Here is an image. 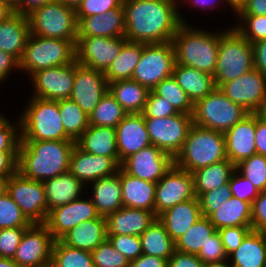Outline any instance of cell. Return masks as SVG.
<instances>
[{"instance_id":"6da1fadb","label":"cell","mask_w":266,"mask_h":267,"mask_svg":"<svg viewBox=\"0 0 266 267\" xmlns=\"http://www.w3.org/2000/svg\"><path fill=\"white\" fill-rule=\"evenodd\" d=\"M176 0H123L129 42L165 43L173 40L185 20L177 11Z\"/></svg>"},{"instance_id":"7a4b0ae2","label":"cell","mask_w":266,"mask_h":267,"mask_svg":"<svg viewBox=\"0 0 266 267\" xmlns=\"http://www.w3.org/2000/svg\"><path fill=\"white\" fill-rule=\"evenodd\" d=\"M74 146L73 140L21 141L17 171L36 181L66 173Z\"/></svg>"},{"instance_id":"3957f363","label":"cell","mask_w":266,"mask_h":267,"mask_svg":"<svg viewBox=\"0 0 266 267\" xmlns=\"http://www.w3.org/2000/svg\"><path fill=\"white\" fill-rule=\"evenodd\" d=\"M216 33L200 31L187 24H181L172 40L176 64L214 75L221 37V33Z\"/></svg>"},{"instance_id":"277c9868","label":"cell","mask_w":266,"mask_h":267,"mask_svg":"<svg viewBox=\"0 0 266 267\" xmlns=\"http://www.w3.org/2000/svg\"><path fill=\"white\" fill-rule=\"evenodd\" d=\"M226 159L224 134L193 124L174 165L192 173Z\"/></svg>"},{"instance_id":"5b68a950","label":"cell","mask_w":266,"mask_h":267,"mask_svg":"<svg viewBox=\"0 0 266 267\" xmlns=\"http://www.w3.org/2000/svg\"><path fill=\"white\" fill-rule=\"evenodd\" d=\"M18 122L21 141L72 140L65 133L58 101L33 97Z\"/></svg>"},{"instance_id":"8992f818","label":"cell","mask_w":266,"mask_h":267,"mask_svg":"<svg viewBox=\"0 0 266 267\" xmlns=\"http://www.w3.org/2000/svg\"><path fill=\"white\" fill-rule=\"evenodd\" d=\"M254 68L252 44L234 27L222 31L219 39L217 66L213 75L215 85L237 79Z\"/></svg>"},{"instance_id":"52a82bcc","label":"cell","mask_w":266,"mask_h":267,"mask_svg":"<svg viewBox=\"0 0 266 267\" xmlns=\"http://www.w3.org/2000/svg\"><path fill=\"white\" fill-rule=\"evenodd\" d=\"M75 60L76 49L72 41L30 34L19 69L32 76L42 69L69 65Z\"/></svg>"},{"instance_id":"ba28073f","label":"cell","mask_w":266,"mask_h":267,"mask_svg":"<svg viewBox=\"0 0 266 267\" xmlns=\"http://www.w3.org/2000/svg\"><path fill=\"white\" fill-rule=\"evenodd\" d=\"M30 33L45 38H58L77 43L78 20L75 9L50 1L27 14Z\"/></svg>"},{"instance_id":"9c48e42d","label":"cell","mask_w":266,"mask_h":267,"mask_svg":"<svg viewBox=\"0 0 266 267\" xmlns=\"http://www.w3.org/2000/svg\"><path fill=\"white\" fill-rule=\"evenodd\" d=\"M249 112L232 102L219 89L215 88L194 104L193 124L224 133L241 121Z\"/></svg>"},{"instance_id":"30bf717a","label":"cell","mask_w":266,"mask_h":267,"mask_svg":"<svg viewBox=\"0 0 266 267\" xmlns=\"http://www.w3.org/2000/svg\"><path fill=\"white\" fill-rule=\"evenodd\" d=\"M175 63L172 41L143 43V51L132 74V80L151 91L162 80L172 76Z\"/></svg>"},{"instance_id":"8fae6325","label":"cell","mask_w":266,"mask_h":267,"mask_svg":"<svg viewBox=\"0 0 266 267\" xmlns=\"http://www.w3.org/2000/svg\"><path fill=\"white\" fill-rule=\"evenodd\" d=\"M6 192L32 224H45L48 207L42 181L26 178L16 171L7 180Z\"/></svg>"},{"instance_id":"7c38bea8","label":"cell","mask_w":266,"mask_h":267,"mask_svg":"<svg viewBox=\"0 0 266 267\" xmlns=\"http://www.w3.org/2000/svg\"><path fill=\"white\" fill-rule=\"evenodd\" d=\"M144 121L151 144L174 159L193 125V116L179 112L164 118H144Z\"/></svg>"},{"instance_id":"4fadbf2b","label":"cell","mask_w":266,"mask_h":267,"mask_svg":"<svg viewBox=\"0 0 266 267\" xmlns=\"http://www.w3.org/2000/svg\"><path fill=\"white\" fill-rule=\"evenodd\" d=\"M55 239L45 224L28 227L12 258L21 267H50Z\"/></svg>"},{"instance_id":"5bb4252c","label":"cell","mask_w":266,"mask_h":267,"mask_svg":"<svg viewBox=\"0 0 266 267\" xmlns=\"http://www.w3.org/2000/svg\"><path fill=\"white\" fill-rule=\"evenodd\" d=\"M196 198L192 173L173 166L156 183L154 213L158 217L178 203Z\"/></svg>"},{"instance_id":"9a60e30c","label":"cell","mask_w":266,"mask_h":267,"mask_svg":"<svg viewBox=\"0 0 266 267\" xmlns=\"http://www.w3.org/2000/svg\"><path fill=\"white\" fill-rule=\"evenodd\" d=\"M127 41L125 37H77L76 61L84 66L105 72Z\"/></svg>"},{"instance_id":"2e32d148","label":"cell","mask_w":266,"mask_h":267,"mask_svg":"<svg viewBox=\"0 0 266 267\" xmlns=\"http://www.w3.org/2000/svg\"><path fill=\"white\" fill-rule=\"evenodd\" d=\"M173 164L169 154L151 144L124 159L120 168L133 177L157 183Z\"/></svg>"},{"instance_id":"e0dca14e","label":"cell","mask_w":266,"mask_h":267,"mask_svg":"<svg viewBox=\"0 0 266 267\" xmlns=\"http://www.w3.org/2000/svg\"><path fill=\"white\" fill-rule=\"evenodd\" d=\"M108 92L104 72L79 64L75 60V77L70 99L89 116Z\"/></svg>"},{"instance_id":"ac0fdd59","label":"cell","mask_w":266,"mask_h":267,"mask_svg":"<svg viewBox=\"0 0 266 267\" xmlns=\"http://www.w3.org/2000/svg\"><path fill=\"white\" fill-rule=\"evenodd\" d=\"M75 77V61L69 65H62L35 72L31 76L34 96L45 100L58 101L69 99Z\"/></svg>"},{"instance_id":"d6986e66","label":"cell","mask_w":266,"mask_h":267,"mask_svg":"<svg viewBox=\"0 0 266 267\" xmlns=\"http://www.w3.org/2000/svg\"><path fill=\"white\" fill-rule=\"evenodd\" d=\"M219 89L232 102L255 113L266 93V76L253 68L237 79L223 83Z\"/></svg>"},{"instance_id":"ffe728a7","label":"cell","mask_w":266,"mask_h":267,"mask_svg":"<svg viewBox=\"0 0 266 267\" xmlns=\"http://www.w3.org/2000/svg\"><path fill=\"white\" fill-rule=\"evenodd\" d=\"M98 214L92 200L76 199L71 203L51 210L45 225L55 240L84 221L96 219Z\"/></svg>"},{"instance_id":"44dd1931","label":"cell","mask_w":266,"mask_h":267,"mask_svg":"<svg viewBox=\"0 0 266 267\" xmlns=\"http://www.w3.org/2000/svg\"><path fill=\"white\" fill-rule=\"evenodd\" d=\"M256 114L249 113L229 130L225 131L226 157L235 166L257 154L255 147Z\"/></svg>"},{"instance_id":"7402d4cb","label":"cell","mask_w":266,"mask_h":267,"mask_svg":"<svg viewBox=\"0 0 266 267\" xmlns=\"http://www.w3.org/2000/svg\"><path fill=\"white\" fill-rule=\"evenodd\" d=\"M116 144L119 166L131 154L151 145L142 113L127 114L116 126Z\"/></svg>"},{"instance_id":"603a6c76","label":"cell","mask_w":266,"mask_h":267,"mask_svg":"<svg viewBox=\"0 0 266 267\" xmlns=\"http://www.w3.org/2000/svg\"><path fill=\"white\" fill-rule=\"evenodd\" d=\"M119 168L112 158L87 153L75 144L68 171L85 185L87 182L111 176L117 173Z\"/></svg>"},{"instance_id":"cb8c5ba5","label":"cell","mask_w":266,"mask_h":267,"mask_svg":"<svg viewBox=\"0 0 266 267\" xmlns=\"http://www.w3.org/2000/svg\"><path fill=\"white\" fill-rule=\"evenodd\" d=\"M77 37H124L126 33L123 5L102 14L77 17Z\"/></svg>"},{"instance_id":"d4e9b609","label":"cell","mask_w":266,"mask_h":267,"mask_svg":"<svg viewBox=\"0 0 266 267\" xmlns=\"http://www.w3.org/2000/svg\"><path fill=\"white\" fill-rule=\"evenodd\" d=\"M156 218L153 211L123 206L106 217L107 235L140 236Z\"/></svg>"},{"instance_id":"484cf974","label":"cell","mask_w":266,"mask_h":267,"mask_svg":"<svg viewBox=\"0 0 266 267\" xmlns=\"http://www.w3.org/2000/svg\"><path fill=\"white\" fill-rule=\"evenodd\" d=\"M63 244L85 251L92 252L107 240L106 217L84 221L75 226L60 239Z\"/></svg>"},{"instance_id":"4316f807","label":"cell","mask_w":266,"mask_h":267,"mask_svg":"<svg viewBox=\"0 0 266 267\" xmlns=\"http://www.w3.org/2000/svg\"><path fill=\"white\" fill-rule=\"evenodd\" d=\"M30 34L27 15L15 12L7 20L0 21V50L20 61Z\"/></svg>"},{"instance_id":"83f0119b","label":"cell","mask_w":266,"mask_h":267,"mask_svg":"<svg viewBox=\"0 0 266 267\" xmlns=\"http://www.w3.org/2000/svg\"><path fill=\"white\" fill-rule=\"evenodd\" d=\"M202 217L198 198L178 203L158 216L175 242Z\"/></svg>"},{"instance_id":"f1b7e54d","label":"cell","mask_w":266,"mask_h":267,"mask_svg":"<svg viewBox=\"0 0 266 267\" xmlns=\"http://www.w3.org/2000/svg\"><path fill=\"white\" fill-rule=\"evenodd\" d=\"M75 144L87 153L110 157L119 165L116 128L89 125Z\"/></svg>"},{"instance_id":"f546056e","label":"cell","mask_w":266,"mask_h":267,"mask_svg":"<svg viewBox=\"0 0 266 267\" xmlns=\"http://www.w3.org/2000/svg\"><path fill=\"white\" fill-rule=\"evenodd\" d=\"M120 182L124 207L154 212L156 183L133 177L121 168Z\"/></svg>"},{"instance_id":"4dcf8cb0","label":"cell","mask_w":266,"mask_h":267,"mask_svg":"<svg viewBox=\"0 0 266 267\" xmlns=\"http://www.w3.org/2000/svg\"><path fill=\"white\" fill-rule=\"evenodd\" d=\"M48 214L51 210L79 198L84 184L69 171L42 181Z\"/></svg>"},{"instance_id":"1f68e13d","label":"cell","mask_w":266,"mask_h":267,"mask_svg":"<svg viewBox=\"0 0 266 267\" xmlns=\"http://www.w3.org/2000/svg\"><path fill=\"white\" fill-rule=\"evenodd\" d=\"M172 76L193 104L217 88L213 75L186 65L175 63Z\"/></svg>"},{"instance_id":"d6a6232c","label":"cell","mask_w":266,"mask_h":267,"mask_svg":"<svg viewBox=\"0 0 266 267\" xmlns=\"http://www.w3.org/2000/svg\"><path fill=\"white\" fill-rule=\"evenodd\" d=\"M92 183L93 197L91 200L100 216L107 217L123 207L120 168L117 173L102 177Z\"/></svg>"},{"instance_id":"836d02e7","label":"cell","mask_w":266,"mask_h":267,"mask_svg":"<svg viewBox=\"0 0 266 267\" xmlns=\"http://www.w3.org/2000/svg\"><path fill=\"white\" fill-rule=\"evenodd\" d=\"M228 257L232 267H266V233L251 230Z\"/></svg>"},{"instance_id":"e575fe53","label":"cell","mask_w":266,"mask_h":267,"mask_svg":"<svg viewBox=\"0 0 266 267\" xmlns=\"http://www.w3.org/2000/svg\"><path fill=\"white\" fill-rule=\"evenodd\" d=\"M109 93L127 114L143 113L149 90L132 79L108 83Z\"/></svg>"},{"instance_id":"d590c367","label":"cell","mask_w":266,"mask_h":267,"mask_svg":"<svg viewBox=\"0 0 266 267\" xmlns=\"http://www.w3.org/2000/svg\"><path fill=\"white\" fill-rule=\"evenodd\" d=\"M207 218L217 230L234 226H251V203L232 196Z\"/></svg>"},{"instance_id":"8d00e7d4","label":"cell","mask_w":266,"mask_h":267,"mask_svg":"<svg viewBox=\"0 0 266 267\" xmlns=\"http://www.w3.org/2000/svg\"><path fill=\"white\" fill-rule=\"evenodd\" d=\"M235 170L236 166L226 159L193 171L196 197L227 184Z\"/></svg>"},{"instance_id":"74e56055","label":"cell","mask_w":266,"mask_h":267,"mask_svg":"<svg viewBox=\"0 0 266 267\" xmlns=\"http://www.w3.org/2000/svg\"><path fill=\"white\" fill-rule=\"evenodd\" d=\"M142 252L160 257L167 261L175 251V242L171 239L164 224L156 220L140 235Z\"/></svg>"},{"instance_id":"f35d334b","label":"cell","mask_w":266,"mask_h":267,"mask_svg":"<svg viewBox=\"0 0 266 267\" xmlns=\"http://www.w3.org/2000/svg\"><path fill=\"white\" fill-rule=\"evenodd\" d=\"M143 51V43L127 41L117 58L104 72L107 82L132 79V74Z\"/></svg>"},{"instance_id":"ab89813d","label":"cell","mask_w":266,"mask_h":267,"mask_svg":"<svg viewBox=\"0 0 266 267\" xmlns=\"http://www.w3.org/2000/svg\"><path fill=\"white\" fill-rule=\"evenodd\" d=\"M217 229L207 217H201L175 241V250L182 253L198 254Z\"/></svg>"},{"instance_id":"60d3db41","label":"cell","mask_w":266,"mask_h":267,"mask_svg":"<svg viewBox=\"0 0 266 267\" xmlns=\"http://www.w3.org/2000/svg\"><path fill=\"white\" fill-rule=\"evenodd\" d=\"M58 106L65 133L76 141L89 127V116L70 98L58 100Z\"/></svg>"},{"instance_id":"b9f144b4","label":"cell","mask_w":266,"mask_h":267,"mask_svg":"<svg viewBox=\"0 0 266 267\" xmlns=\"http://www.w3.org/2000/svg\"><path fill=\"white\" fill-rule=\"evenodd\" d=\"M126 115L127 112L108 91L89 115V125L116 128Z\"/></svg>"},{"instance_id":"7bdbcfd3","label":"cell","mask_w":266,"mask_h":267,"mask_svg":"<svg viewBox=\"0 0 266 267\" xmlns=\"http://www.w3.org/2000/svg\"><path fill=\"white\" fill-rule=\"evenodd\" d=\"M50 267H94L89 251L76 249L55 240Z\"/></svg>"},{"instance_id":"ee69618b","label":"cell","mask_w":266,"mask_h":267,"mask_svg":"<svg viewBox=\"0 0 266 267\" xmlns=\"http://www.w3.org/2000/svg\"><path fill=\"white\" fill-rule=\"evenodd\" d=\"M152 91L166 99L178 112L193 115L194 104L173 76L162 80Z\"/></svg>"},{"instance_id":"f6af8a7d","label":"cell","mask_w":266,"mask_h":267,"mask_svg":"<svg viewBox=\"0 0 266 267\" xmlns=\"http://www.w3.org/2000/svg\"><path fill=\"white\" fill-rule=\"evenodd\" d=\"M246 179L260 191H266V156L255 154L236 165Z\"/></svg>"},{"instance_id":"bcb514c9","label":"cell","mask_w":266,"mask_h":267,"mask_svg":"<svg viewBox=\"0 0 266 267\" xmlns=\"http://www.w3.org/2000/svg\"><path fill=\"white\" fill-rule=\"evenodd\" d=\"M31 225L32 223L7 192L0 195V229L30 227Z\"/></svg>"},{"instance_id":"7dc6e473","label":"cell","mask_w":266,"mask_h":267,"mask_svg":"<svg viewBox=\"0 0 266 267\" xmlns=\"http://www.w3.org/2000/svg\"><path fill=\"white\" fill-rule=\"evenodd\" d=\"M94 267H130V260L106 240L91 252Z\"/></svg>"},{"instance_id":"c3c4849f","label":"cell","mask_w":266,"mask_h":267,"mask_svg":"<svg viewBox=\"0 0 266 267\" xmlns=\"http://www.w3.org/2000/svg\"><path fill=\"white\" fill-rule=\"evenodd\" d=\"M243 25L235 29L251 44L266 39V15L239 14Z\"/></svg>"},{"instance_id":"681fc988","label":"cell","mask_w":266,"mask_h":267,"mask_svg":"<svg viewBox=\"0 0 266 267\" xmlns=\"http://www.w3.org/2000/svg\"><path fill=\"white\" fill-rule=\"evenodd\" d=\"M232 197L229 184L221 185L218 188L205 192L198 197L202 217H208L217 208L221 207Z\"/></svg>"},{"instance_id":"f907efd6","label":"cell","mask_w":266,"mask_h":267,"mask_svg":"<svg viewBox=\"0 0 266 267\" xmlns=\"http://www.w3.org/2000/svg\"><path fill=\"white\" fill-rule=\"evenodd\" d=\"M107 240L118 252L128 258L130 262L143 254L140 236L107 235Z\"/></svg>"},{"instance_id":"816d5d0a","label":"cell","mask_w":266,"mask_h":267,"mask_svg":"<svg viewBox=\"0 0 266 267\" xmlns=\"http://www.w3.org/2000/svg\"><path fill=\"white\" fill-rule=\"evenodd\" d=\"M178 113L179 112L169 104L166 99L156 95L152 90L149 91L142 113L144 118H164Z\"/></svg>"},{"instance_id":"f5cc1de1","label":"cell","mask_w":266,"mask_h":267,"mask_svg":"<svg viewBox=\"0 0 266 267\" xmlns=\"http://www.w3.org/2000/svg\"><path fill=\"white\" fill-rule=\"evenodd\" d=\"M237 172H233L228 182L232 196L252 204L260 191L243 175L238 176Z\"/></svg>"},{"instance_id":"db71d44e","label":"cell","mask_w":266,"mask_h":267,"mask_svg":"<svg viewBox=\"0 0 266 267\" xmlns=\"http://www.w3.org/2000/svg\"><path fill=\"white\" fill-rule=\"evenodd\" d=\"M20 129L11 124L6 117L0 115V151L19 152L21 142ZM19 132V133H17Z\"/></svg>"},{"instance_id":"11a10c76","label":"cell","mask_w":266,"mask_h":267,"mask_svg":"<svg viewBox=\"0 0 266 267\" xmlns=\"http://www.w3.org/2000/svg\"><path fill=\"white\" fill-rule=\"evenodd\" d=\"M28 227L0 229V257L13 258Z\"/></svg>"},{"instance_id":"9f6ffc18","label":"cell","mask_w":266,"mask_h":267,"mask_svg":"<svg viewBox=\"0 0 266 267\" xmlns=\"http://www.w3.org/2000/svg\"><path fill=\"white\" fill-rule=\"evenodd\" d=\"M197 256L201 259L203 264L220 262L229 258L221 242L218 231L210 236L209 241L205 246L203 245L201 247Z\"/></svg>"},{"instance_id":"6f0895ef","label":"cell","mask_w":266,"mask_h":267,"mask_svg":"<svg viewBox=\"0 0 266 267\" xmlns=\"http://www.w3.org/2000/svg\"><path fill=\"white\" fill-rule=\"evenodd\" d=\"M251 230V226H234L217 230L227 256L241 245L242 240Z\"/></svg>"},{"instance_id":"680465c9","label":"cell","mask_w":266,"mask_h":267,"mask_svg":"<svg viewBox=\"0 0 266 267\" xmlns=\"http://www.w3.org/2000/svg\"><path fill=\"white\" fill-rule=\"evenodd\" d=\"M123 0H83L75 9L77 17L102 14L110 9L119 8Z\"/></svg>"},{"instance_id":"91938a15","label":"cell","mask_w":266,"mask_h":267,"mask_svg":"<svg viewBox=\"0 0 266 267\" xmlns=\"http://www.w3.org/2000/svg\"><path fill=\"white\" fill-rule=\"evenodd\" d=\"M252 230L266 233V191L260 192L251 204Z\"/></svg>"},{"instance_id":"94428289","label":"cell","mask_w":266,"mask_h":267,"mask_svg":"<svg viewBox=\"0 0 266 267\" xmlns=\"http://www.w3.org/2000/svg\"><path fill=\"white\" fill-rule=\"evenodd\" d=\"M203 265L197 254L182 253L177 250L168 260V267H203Z\"/></svg>"},{"instance_id":"6125c7cd","label":"cell","mask_w":266,"mask_h":267,"mask_svg":"<svg viewBox=\"0 0 266 267\" xmlns=\"http://www.w3.org/2000/svg\"><path fill=\"white\" fill-rule=\"evenodd\" d=\"M18 152L0 151V176L10 177L17 171Z\"/></svg>"},{"instance_id":"be15d7a7","label":"cell","mask_w":266,"mask_h":267,"mask_svg":"<svg viewBox=\"0 0 266 267\" xmlns=\"http://www.w3.org/2000/svg\"><path fill=\"white\" fill-rule=\"evenodd\" d=\"M254 68L266 76V39L252 44Z\"/></svg>"},{"instance_id":"e7e4bbea","label":"cell","mask_w":266,"mask_h":267,"mask_svg":"<svg viewBox=\"0 0 266 267\" xmlns=\"http://www.w3.org/2000/svg\"><path fill=\"white\" fill-rule=\"evenodd\" d=\"M130 267H168V261L160 257L143 253L135 260L131 261Z\"/></svg>"},{"instance_id":"03108f58","label":"cell","mask_w":266,"mask_h":267,"mask_svg":"<svg viewBox=\"0 0 266 267\" xmlns=\"http://www.w3.org/2000/svg\"><path fill=\"white\" fill-rule=\"evenodd\" d=\"M13 67L19 70V61L13 55L0 50V82L8 77Z\"/></svg>"},{"instance_id":"003e7915","label":"cell","mask_w":266,"mask_h":267,"mask_svg":"<svg viewBox=\"0 0 266 267\" xmlns=\"http://www.w3.org/2000/svg\"><path fill=\"white\" fill-rule=\"evenodd\" d=\"M255 147L257 154L266 156V122L256 115Z\"/></svg>"},{"instance_id":"a7ac6f4b","label":"cell","mask_w":266,"mask_h":267,"mask_svg":"<svg viewBox=\"0 0 266 267\" xmlns=\"http://www.w3.org/2000/svg\"><path fill=\"white\" fill-rule=\"evenodd\" d=\"M50 1L52 0H13V8L15 12L27 15Z\"/></svg>"},{"instance_id":"89a4df30","label":"cell","mask_w":266,"mask_h":267,"mask_svg":"<svg viewBox=\"0 0 266 267\" xmlns=\"http://www.w3.org/2000/svg\"><path fill=\"white\" fill-rule=\"evenodd\" d=\"M237 14L266 15V0H247Z\"/></svg>"},{"instance_id":"2644e50d","label":"cell","mask_w":266,"mask_h":267,"mask_svg":"<svg viewBox=\"0 0 266 267\" xmlns=\"http://www.w3.org/2000/svg\"><path fill=\"white\" fill-rule=\"evenodd\" d=\"M14 13L15 10L10 3L0 0V21L7 20Z\"/></svg>"},{"instance_id":"8c879c8a","label":"cell","mask_w":266,"mask_h":267,"mask_svg":"<svg viewBox=\"0 0 266 267\" xmlns=\"http://www.w3.org/2000/svg\"><path fill=\"white\" fill-rule=\"evenodd\" d=\"M255 114L260 120L266 122V93L262 98L259 108L255 111Z\"/></svg>"},{"instance_id":"753ad0ef","label":"cell","mask_w":266,"mask_h":267,"mask_svg":"<svg viewBox=\"0 0 266 267\" xmlns=\"http://www.w3.org/2000/svg\"><path fill=\"white\" fill-rule=\"evenodd\" d=\"M224 2L229 3V5L238 13L242 7L246 4L247 0H224Z\"/></svg>"},{"instance_id":"34e18365","label":"cell","mask_w":266,"mask_h":267,"mask_svg":"<svg viewBox=\"0 0 266 267\" xmlns=\"http://www.w3.org/2000/svg\"><path fill=\"white\" fill-rule=\"evenodd\" d=\"M0 267H21L12 258L0 257Z\"/></svg>"},{"instance_id":"11e5206c","label":"cell","mask_w":266,"mask_h":267,"mask_svg":"<svg viewBox=\"0 0 266 267\" xmlns=\"http://www.w3.org/2000/svg\"><path fill=\"white\" fill-rule=\"evenodd\" d=\"M189 2H190V0H189ZM192 2L194 4V6L196 5L197 7H199V6L200 7H203L202 9H204V10L206 9V7L209 8L210 7L209 6L210 4L213 5L215 3L216 5H218L217 2H213L212 0H193Z\"/></svg>"},{"instance_id":"2a66077c","label":"cell","mask_w":266,"mask_h":267,"mask_svg":"<svg viewBox=\"0 0 266 267\" xmlns=\"http://www.w3.org/2000/svg\"><path fill=\"white\" fill-rule=\"evenodd\" d=\"M76 9L83 0H53Z\"/></svg>"},{"instance_id":"b9fcfbb0","label":"cell","mask_w":266,"mask_h":267,"mask_svg":"<svg viewBox=\"0 0 266 267\" xmlns=\"http://www.w3.org/2000/svg\"><path fill=\"white\" fill-rule=\"evenodd\" d=\"M203 267H232V266L229 265L228 261L226 262V260H223L220 262L204 264Z\"/></svg>"},{"instance_id":"09005b40","label":"cell","mask_w":266,"mask_h":267,"mask_svg":"<svg viewBox=\"0 0 266 267\" xmlns=\"http://www.w3.org/2000/svg\"><path fill=\"white\" fill-rule=\"evenodd\" d=\"M8 178L9 177L0 176V195L6 192Z\"/></svg>"},{"instance_id":"979ff035","label":"cell","mask_w":266,"mask_h":267,"mask_svg":"<svg viewBox=\"0 0 266 267\" xmlns=\"http://www.w3.org/2000/svg\"><path fill=\"white\" fill-rule=\"evenodd\" d=\"M2 1L8 2V3H10L13 6V0H2Z\"/></svg>"}]
</instances>
